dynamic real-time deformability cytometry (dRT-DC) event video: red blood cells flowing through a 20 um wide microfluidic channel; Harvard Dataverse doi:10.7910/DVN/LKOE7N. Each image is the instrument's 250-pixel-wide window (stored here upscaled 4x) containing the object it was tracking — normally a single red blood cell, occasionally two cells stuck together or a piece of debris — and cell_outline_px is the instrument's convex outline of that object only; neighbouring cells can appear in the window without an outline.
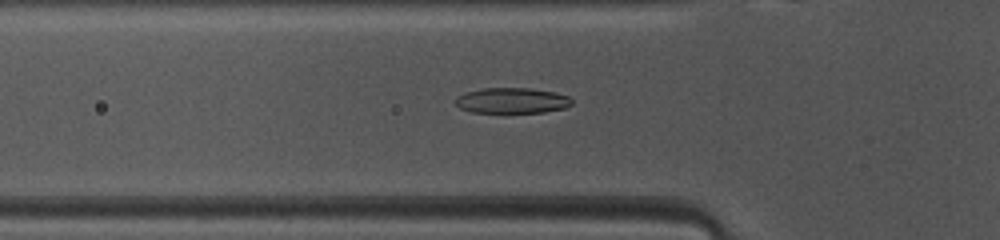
{"species": "common noctule bat (a hibernating species)", "species_latin": "Nyctalus noctula", "temperature_condition": "warm", "stored_images_in_passage": 47, "camera_frame_rate_fps": 3000, "um_per_image_px": 0.085, "animal": {"sex": "female", "body_mass_g": 10.0, "forearm_length_mm": 53.1}, "frame": {"image": 1, "passage_image": 14, "time_ms": 4.333, "image_size_px": [1000, 240], "cell_outline_px": [[572, 104], [564, 108], [544, 112], [472, 112], [460, 108], [456, 104], [456, 96], [464, 92], [484, 88], [528, 88], [556, 92], [568, 96], [572, 100]], "centroid_in_image_um": [43.51, 8.54], "position_along_channel_um": 82.3, "area_um2": 17.28}}
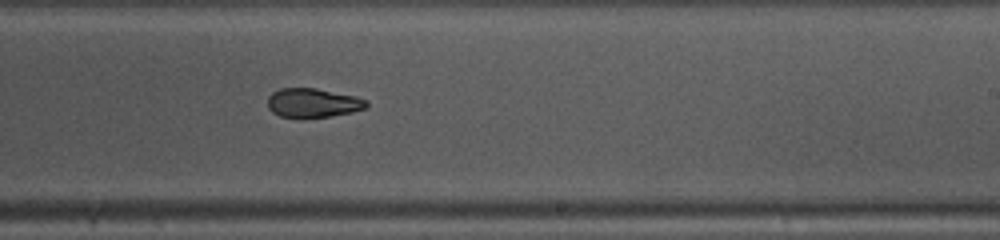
{"frame": {"image": 2, "passage_image": 27, "time_ms": 8.667, "image_size_px": [1000, 240], "cell_outline_px": [[368, 108], [352, 112], [328, 116], [300, 120], [280, 116], [272, 112], [268, 108], [268, 96], [272, 92], [280, 88], [316, 88], [356, 96], [368, 100]], "centroid_in_image_um": [26.59, 8.77], "position_along_channel_um": 262.4, "area_um2": 17.28}}
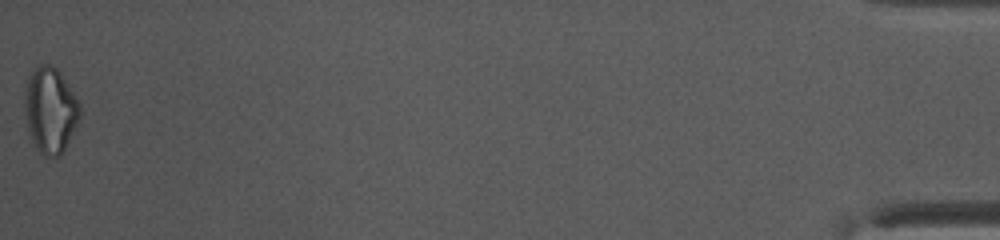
{"frame": {"image": 3, "passage_image": 47, "time_ms": 15.333, "image_size_px": [1000, 240], "cell_outline_px": [[80, 116], [60, 156], [44, 156], [36, 148], [28, 128], [24, 108], [24, 92], [28, 76], [40, 64], [48, 64], [56, 68], [60, 72], [80, 104]], "centroid_in_image_um": [4.25, 9.34], "position_along_channel_um": 430.9, "area_um2": 27.11}, "authors_computed_cell_mechanics": {"area_um2": 18.207, "velocity_mm_per_s": 4.1322, "shape_relaxation_time_tau1_ms": 7.9031, "shape_relaxation_time_tau2_ms": 4.1893, "deformation_change_tau1": 0.204, "deformation_change_tau2": 0.1154}}